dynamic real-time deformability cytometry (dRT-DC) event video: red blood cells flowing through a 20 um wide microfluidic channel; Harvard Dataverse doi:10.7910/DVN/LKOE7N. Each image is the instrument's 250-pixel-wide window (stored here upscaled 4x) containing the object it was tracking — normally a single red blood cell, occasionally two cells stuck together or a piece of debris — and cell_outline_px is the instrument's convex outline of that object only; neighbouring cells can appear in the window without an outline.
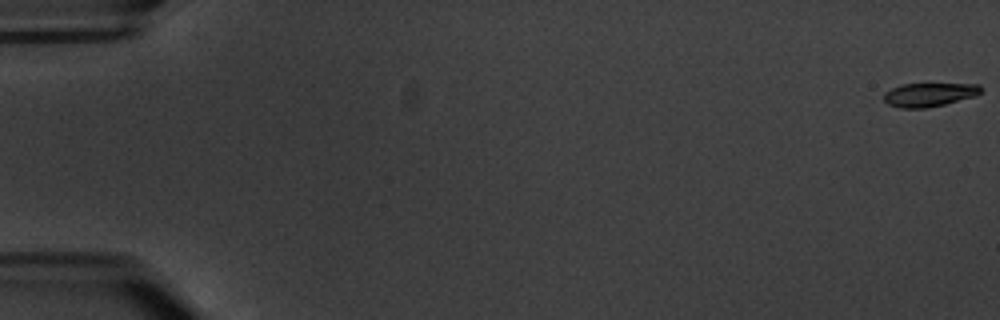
{"species": "common noctule bat (a hibernating species)", "species_latin": "Nyctalus noctula", "temperature_condition": "warm", "stored_images_in_passage": 6, "camera_frame_rate_fps": 3000, "um_per_image_px": 0.085, "animal": {"sex": "male", "body_mass_g": 20.1, "forearm_length_mm": 53.5}, "frame": {"image": 1, "passage_image": 1, "time_ms": 0.0, "image_size_px": [1000, 320], "cell_outline_px": [[984, 88], [976, 96], [928, 108], [900, 108], [888, 104], [884, 100], [884, 92], [900, 84], [980, 84]], "centroid_in_image_um": [78.99, 8.04], "position_along_channel_um": 6.0, "area_um2": 13.47}}
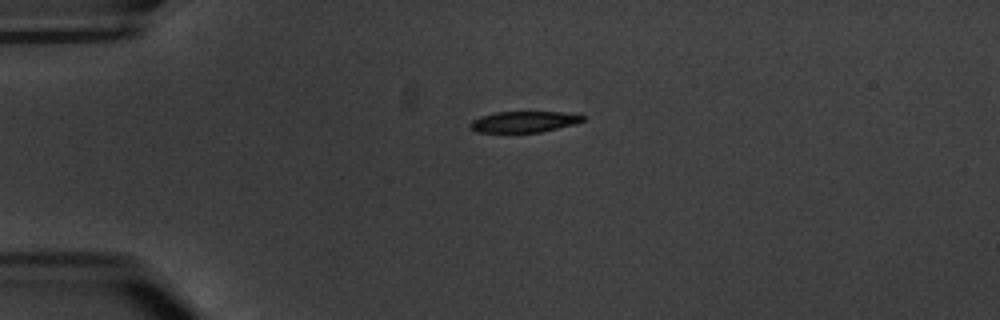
{"frame": {"image": 2, "passage_image": 5, "time_ms": 5.0, "image_size_px": [1000, 320], "cell_outline_px": [[584, 120], [576, 124], [540, 132], [476, 132], [468, 124], [472, 120], [480, 116], [496, 112], [560, 112], [584, 116]], "centroid_in_image_um": [44.51, 10.35], "position_along_channel_um": 40.5, "area_um2": 13.7}}